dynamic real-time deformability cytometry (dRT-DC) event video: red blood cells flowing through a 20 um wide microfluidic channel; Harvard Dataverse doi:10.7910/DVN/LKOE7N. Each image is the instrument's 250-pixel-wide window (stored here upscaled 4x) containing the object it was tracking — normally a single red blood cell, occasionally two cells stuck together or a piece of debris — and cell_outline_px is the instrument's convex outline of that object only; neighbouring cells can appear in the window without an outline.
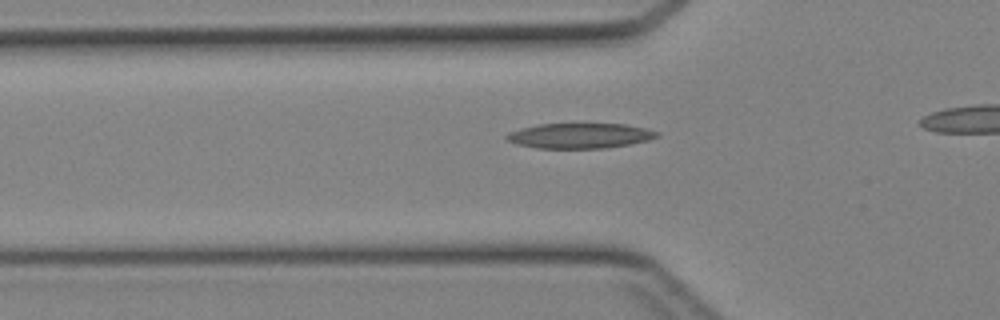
{"species": "Egyptian fruit bat (a non-hibernating species)", "species_latin": "Rousettus aegyptiacus", "temperature_condition": "cold", "stored_images_in_passage": 31, "camera_frame_rate_fps": 3000, "um_per_image_px": 0.085, "animal": {"sex": "female"}, "frame": {"image": 1, "passage_image": 10, "time_ms": 3.0, "image_size_px": [1000, 320], "cell_outline_px": [[660, 136], [648, 140], [628, 144], [604, 148], [540, 148], [516, 144], [508, 140], [504, 136], [508, 132], [520, 128], [540, 124], [628, 124], [660, 132]], "centroid_in_image_um": [49.29, 11.53], "position_along_channel_um": 76.5, "area_um2": 21.96}}
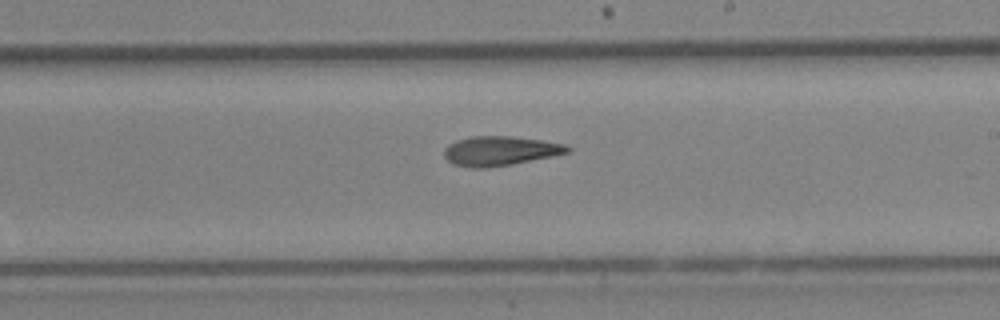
{"frame": {"image": 2, "passage_image": 21, "time_ms": 6.667, "image_size_px": [1000, 320], "cell_outline_px": [[572, 148], [568, 152], [552, 156], [512, 164], [484, 168], [468, 168], [452, 164], [444, 156], [444, 148], [448, 144], [456, 140], [472, 136], [512, 136], [540, 140], [564, 144]], "centroid_in_image_um": [42.45, 12.83], "position_along_channel_um": 246.5, "area_um2": 21.15}}
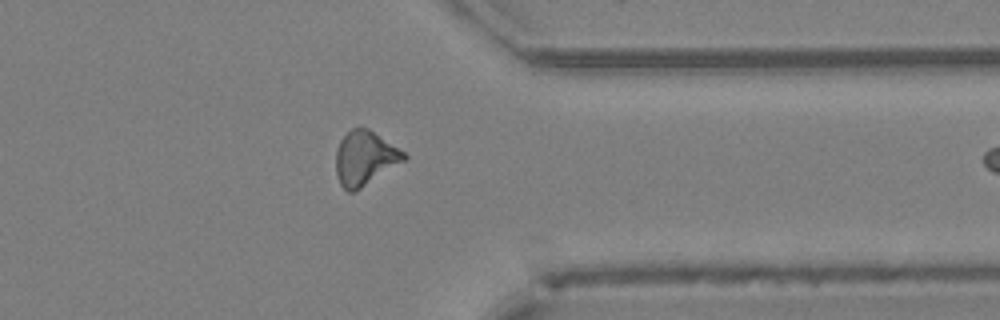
{"frame": {"image": 3, "passage_image": 30, "time_ms": 9.667, "image_size_px": [1000, 320], "cell_outline_px": [[408, 156], [404, 160], [360, 188], [352, 192], [348, 192], [340, 184], [336, 172], [336, 152], [340, 140], [352, 128], [368, 128], [404, 152]], "centroid_in_image_um": [30.98, 13.43], "position_along_channel_um": 380.4, "area_um2": 20.92}}